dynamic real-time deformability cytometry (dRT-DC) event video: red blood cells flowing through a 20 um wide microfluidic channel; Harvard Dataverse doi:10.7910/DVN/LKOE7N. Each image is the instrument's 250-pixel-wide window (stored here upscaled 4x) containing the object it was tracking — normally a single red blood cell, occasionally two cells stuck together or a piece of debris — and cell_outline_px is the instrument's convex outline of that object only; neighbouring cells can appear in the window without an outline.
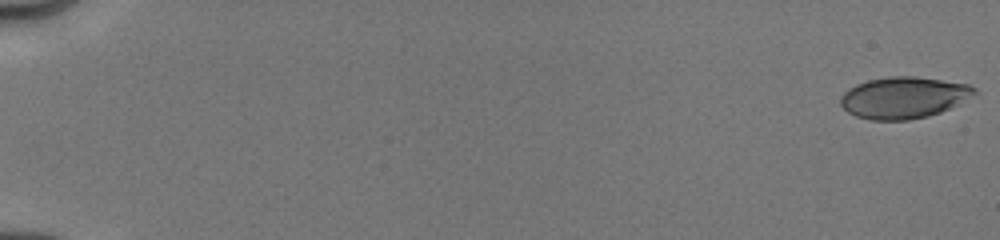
{"species": "human", "species_latin": "Homo sapiens", "temperature_condition": "cold", "stored_images_in_passage": 31, "camera_frame_rate_fps": 3000, "um_per_image_px": 0.085, "donor": {"sex": "male"}, "frame": {"image": 1, "passage_image": 1, "time_ms": 0.0, "image_size_px": [1000, 240], "cell_outline_px": [[976, 92], [948, 108], [940, 112], [928, 116], [908, 120], [872, 120], [856, 116], [848, 112], [840, 104], [840, 96], [848, 88], [856, 84], [868, 80], [888, 76], [912, 76], [968, 84], [976, 88]], "centroid_in_image_um": [76.73, 8.29], "position_along_channel_um": 8.3, "area_um2": 32.02}}
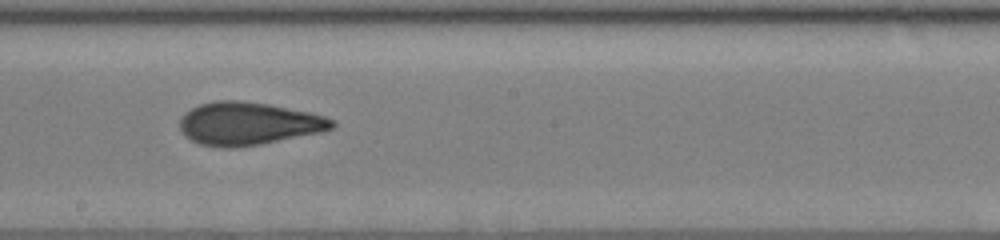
{"frame": {"image": 2, "passage_image": 18, "time_ms": 10.333, "image_size_px": [1000, 240], "cell_outline_px": [[336, 124], [332, 128], [320, 132], [260, 144], [232, 148], [224, 148], [200, 144], [192, 140], [180, 128], [180, 120], [192, 108], [200, 104], [216, 100], [244, 100], [268, 104], [312, 112], [336, 120]], "centroid_in_image_um": [21.16, 10.49], "position_along_channel_um": 227.0, "area_um2": 37.8}}
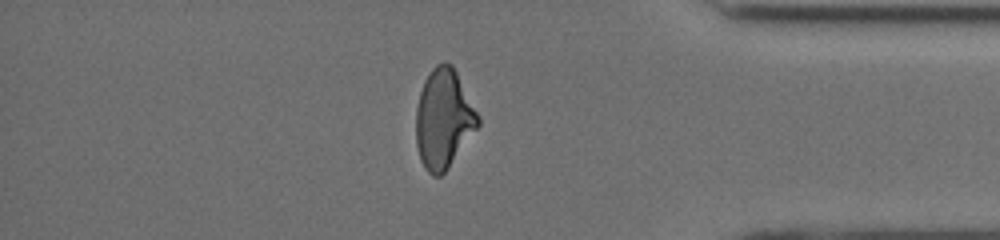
{"frame": {"image": 3, "passage_image": 26, "time_ms": 15.0, "image_size_px": [1000, 240], "cell_outline_px": [[480, 124], [448, 168], [440, 176], [432, 176], [424, 168], [420, 160], [416, 144], [416, 108], [420, 92], [424, 80], [432, 68], [436, 64], [444, 60], [452, 64], [480, 116]], "centroid_in_image_um": [37.7, 10.09], "position_along_channel_um": 397.5, "area_um2": 36.01}, "authors_computed_cell_mechanics": {"area_um2": 35.1424, "velocity_mm_per_s": 4.0541, "shape_relaxation_time_tau1_ms": 4.7072, "shape_relaxation_time_tau2_ms": 1.9668, "deformation_change_tau1": 0.1387, "deformation_change_tau2": 0.0655}}